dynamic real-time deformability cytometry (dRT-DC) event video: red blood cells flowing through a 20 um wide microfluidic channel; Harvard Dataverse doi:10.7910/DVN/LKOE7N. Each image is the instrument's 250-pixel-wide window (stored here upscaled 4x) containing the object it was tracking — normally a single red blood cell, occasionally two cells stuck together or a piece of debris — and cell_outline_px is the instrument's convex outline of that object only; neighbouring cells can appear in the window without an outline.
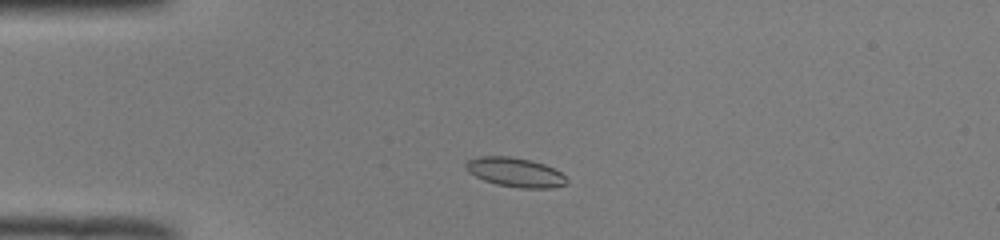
{"species": "common noctule bat (a hibernating species)", "species_latin": "Nyctalus noctula", "temperature_condition": "room temperature", "stored_images_in_passage": 44, "camera_frame_rate_fps": 3000, "um_per_image_px": 0.085, "animal": {"sex": "male", "body_mass_g": 19.0, "forearm_length_mm": 50.8}, "frame": {"image": 1, "passage_image": 5, "time_ms": 1.333, "image_size_px": [1000, 240], "cell_outline_px": [[568, 184], [552, 188], [520, 188], [496, 184], [484, 180], [468, 172], [464, 168], [464, 164], [468, 160], [476, 156], [508, 156], [532, 160], [544, 164], [560, 172], [568, 180]], "centroid_in_image_um": [43.77, 14.64], "position_along_channel_um": 41.2, "area_um2": 17.34}}
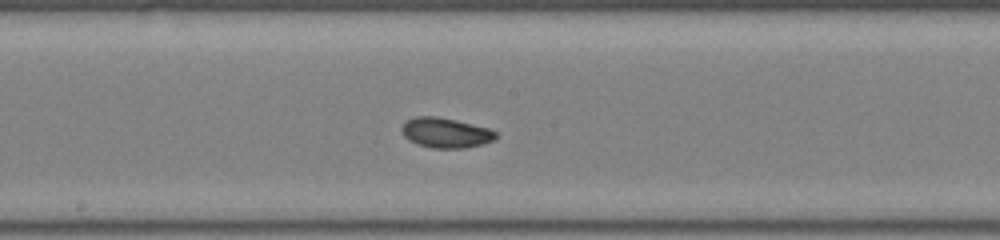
{"frame": {"image": 2, "passage_image": 20, "time_ms": 6.333, "image_size_px": [1000, 240], "cell_outline_px": [[496, 140], [464, 148], [432, 148], [416, 144], [408, 140], [404, 136], [400, 128], [408, 120], [416, 116], [436, 116], [456, 120], [488, 128], [496, 132]], "centroid_in_image_um": [37.86, 11.29], "position_along_channel_um": 210.3, "area_um2": 16.42}}
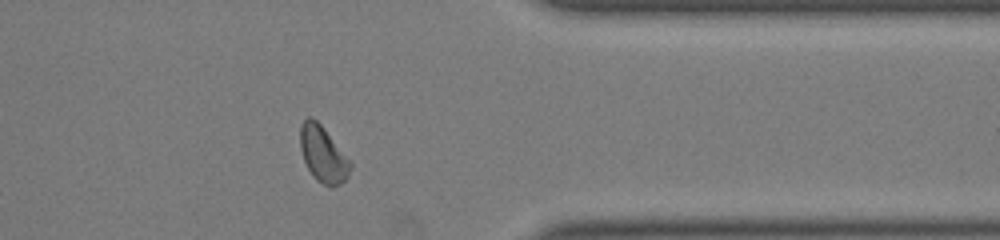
{"frame": {"image": 3, "passage_image": 34, "time_ms": 11.0, "image_size_px": [1000, 240], "cell_outline_px": [[352, 168], [348, 176], [340, 184], [332, 188], [316, 180], [312, 176], [304, 160], [300, 148], [300, 124], [308, 116], [312, 116], [320, 124], [352, 164]], "centroid_in_image_um": [27.44, 13.12], "position_along_channel_um": 384.0, "area_um2": 16.18}, "authors_computed_cell_mechanics": {"area_um2": 16.2418, "velocity_mm_per_s": 3.9429, "shape_relaxation_time_tau1_ms": 3.4781, "shape_relaxation_time_tau2_ms": 3.5055, "deformation_change_tau1": 0.1124, "deformation_change_tau2": 0.0835}}